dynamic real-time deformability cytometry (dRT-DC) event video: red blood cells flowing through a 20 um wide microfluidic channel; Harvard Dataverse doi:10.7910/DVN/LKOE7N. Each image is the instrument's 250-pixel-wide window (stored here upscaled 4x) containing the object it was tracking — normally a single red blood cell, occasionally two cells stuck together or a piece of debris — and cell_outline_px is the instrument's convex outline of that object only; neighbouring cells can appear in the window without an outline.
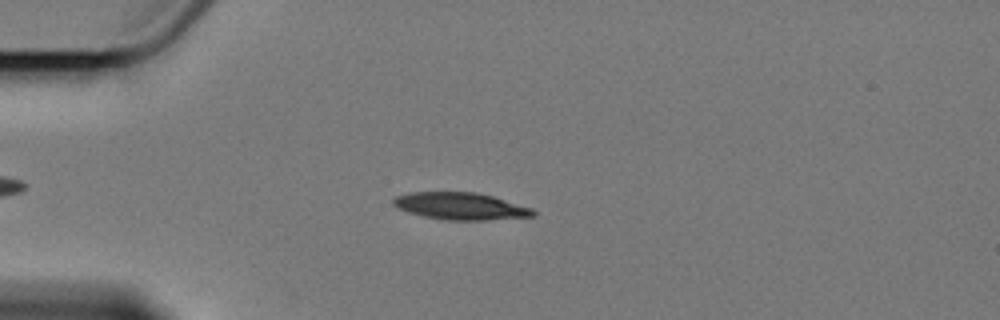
{"species": "Egyptian fruit bat (a non-hibernating species)", "species_latin": "Rousettus aegyptiacus", "temperature_condition": "cold", "stored_images_in_passage": 4, "camera_frame_rate_fps": 3000, "um_per_image_px": 0.085, "animal": {"sex": "female"}, "frame": {"image": 1, "passage_image": 3, "time_ms": 3.0, "image_size_px": [1000, 320], "cell_outline_px": [[536, 216], [484, 220], [444, 220], [424, 216], [408, 212], [392, 204], [392, 200], [396, 196], [408, 192], [476, 192], [492, 196], [532, 208], [536, 212]], "centroid_in_image_um": [39.15, 17.52], "position_along_channel_um": 45.9, "area_um2": 22.02}}